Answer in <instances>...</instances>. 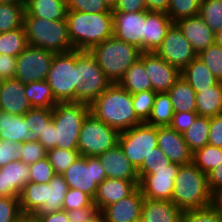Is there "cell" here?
I'll list each match as a JSON object with an SVG mask.
<instances>
[{
  "mask_svg": "<svg viewBox=\"0 0 222 222\" xmlns=\"http://www.w3.org/2000/svg\"><path fill=\"white\" fill-rule=\"evenodd\" d=\"M66 0H26L24 17L66 20Z\"/></svg>",
  "mask_w": 222,
  "mask_h": 222,
  "instance_id": "cell-28",
  "label": "cell"
},
{
  "mask_svg": "<svg viewBox=\"0 0 222 222\" xmlns=\"http://www.w3.org/2000/svg\"><path fill=\"white\" fill-rule=\"evenodd\" d=\"M175 24L190 42L197 55L215 43V32L205 24L199 14L180 19Z\"/></svg>",
  "mask_w": 222,
  "mask_h": 222,
  "instance_id": "cell-22",
  "label": "cell"
},
{
  "mask_svg": "<svg viewBox=\"0 0 222 222\" xmlns=\"http://www.w3.org/2000/svg\"><path fill=\"white\" fill-rule=\"evenodd\" d=\"M29 182V165L19 159L0 168V196L2 197H20L24 186Z\"/></svg>",
  "mask_w": 222,
  "mask_h": 222,
  "instance_id": "cell-19",
  "label": "cell"
},
{
  "mask_svg": "<svg viewBox=\"0 0 222 222\" xmlns=\"http://www.w3.org/2000/svg\"><path fill=\"white\" fill-rule=\"evenodd\" d=\"M222 162V148L209 144L192 154V163L206 175Z\"/></svg>",
  "mask_w": 222,
  "mask_h": 222,
  "instance_id": "cell-39",
  "label": "cell"
},
{
  "mask_svg": "<svg viewBox=\"0 0 222 222\" xmlns=\"http://www.w3.org/2000/svg\"><path fill=\"white\" fill-rule=\"evenodd\" d=\"M212 205L222 213V188L212 195Z\"/></svg>",
  "mask_w": 222,
  "mask_h": 222,
  "instance_id": "cell-63",
  "label": "cell"
},
{
  "mask_svg": "<svg viewBox=\"0 0 222 222\" xmlns=\"http://www.w3.org/2000/svg\"><path fill=\"white\" fill-rule=\"evenodd\" d=\"M144 196L138 187L132 194L106 206L102 213L106 222H133L142 216Z\"/></svg>",
  "mask_w": 222,
  "mask_h": 222,
  "instance_id": "cell-20",
  "label": "cell"
},
{
  "mask_svg": "<svg viewBox=\"0 0 222 222\" xmlns=\"http://www.w3.org/2000/svg\"><path fill=\"white\" fill-rule=\"evenodd\" d=\"M25 4H0V33L23 28Z\"/></svg>",
  "mask_w": 222,
  "mask_h": 222,
  "instance_id": "cell-37",
  "label": "cell"
},
{
  "mask_svg": "<svg viewBox=\"0 0 222 222\" xmlns=\"http://www.w3.org/2000/svg\"><path fill=\"white\" fill-rule=\"evenodd\" d=\"M40 222H69L65 210H59L44 215H36Z\"/></svg>",
  "mask_w": 222,
  "mask_h": 222,
  "instance_id": "cell-61",
  "label": "cell"
},
{
  "mask_svg": "<svg viewBox=\"0 0 222 222\" xmlns=\"http://www.w3.org/2000/svg\"><path fill=\"white\" fill-rule=\"evenodd\" d=\"M31 135L27 125V113L18 116L0 111V138L22 144L29 141Z\"/></svg>",
  "mask_w": 222,
  "mask_h": 222,
  "instance_id": "cell-26",
  "label": "cell"
},
{
  "mask_svg": "<svg viewBox=\"0 0 222 222\" xmlns=\"http://www.w3.org/2000/svg\"><path fill=\"white\" fill-rule=\"evenodd\" d=\"M95 206L94 199L80 190L69 188L63 201V210Z\"/></svg>",
  "mask_w": 222,
  "mask_h": 222,
  "instance_id": "cell-51",
  "label": "cell"
},
{
  "mask_svg": "<svg viewBox=\"0 0 222 222\" xmlns=\"http://www.w3.org/2000/svg\"><path fill=\"white\" fill-rule=\"evenodd\" d=\"M181 222H222V213L211 204L207 207L183 211Z\"/></svg>",
  "mask_w": 222,
  "mask_h": 222,
  "instance_id": "cell-47",
  "label": "cell"
},
{
  "mask_svg": "<svg viewBox=\"0 0 222 222\" xmlns=\"http://www.w3.org/2000/svg\"><path fill=\"white\" fill-rule=\"evenodd\" d=\"M174 109L168 92H157L150 117L145 122L151 126H169Z\"/></svg>",
  "mask_w": 222,
  "mask_h": 222,
  "instance_id": "cell-36",
  "label": "cell"
},
{
  "mask_svg": "<svg viewBox=\"0 0 222 222\" xmlns=\"http://www.w3.org/2000/svg\"><path fill=\"white\" fill-rule=\"evenodd\" d=\"M31 108L25 84L15 78L0 80V111L22 116Z\"/></svg>",
  "mask_w": 222,
  "mask_h": 222,
  "instance_id": "cell-18",
  "label": "cell"
},
{
  "mask_svg": "<svg viewBox=\"0 0 222 222\" xmlns=\"http://www.w3.org/2000/svg\"><path fill=\"white\" fill-rule=\"evenodd\" d=\"M89 106L90 113L119 132L143 123L134 111L132 95L118 84H111Z\"/></svg>",
  "mask_w": 222,
  "mask_h": 222,
  "instance_id": "cell-2",
  "label": "cell"
},
{
  "mask_svg": "<svg viewBox=\"0 0 222 222\" xmlns=\"http://www.w3.org/2000/svg\"><path fill=\"white\" fill-rule=\"evenodd\" d=\"M26 0H0V4H25Z\"/></svg>",
  "mask_w": 222,
  "mask_h": 222,
  "instance_id": "cell-67",
  "label": "cell"
},
{
  "mask_svg": "<svg viewBox=\"0 0 222 222\" xmlns=\"http://www.w3.org/2000/svg\"><path fill=\"white\" fill-rule=\"evenodd\" d=\"M181 77L192 87L195 93L209 89L220 82L198 57L194 58L181 71Z\"/></svg>",
  "mask_w": 222,
  "mask_h": 222,
  "instance_id": "cell-27",
  "label": "cell"
},
{
  "mask_svg": "<svg viewBox=\"0 0 222 222\" xmlns=\"http://www.w3.org/2000/svg\"><path fill=\"white\" fill-rule=\"evenodd\" d=\"M22 213L35 214L46 201V183H27L19 197Z\"/></svg>",
  "mask_w": 222,
  "mask_h": 222,
  "instance_id": "cell-34",
  "label": "cell"
},
{
  "mask_svg": "<svg viewBox=\"0 0 222 222\" xmlns=\"http://www.w3.org/2000/svg\"><path fill=\"white\" fill-rule=\"evenodd\" d=\"M55 53L27 45L17 56L15 79L22 84L46 80Z\"/></svg>",
  "mask_w": 222,
  "mask_h": 222,
  "instance_id": "cell-12",
  "label": "cell"
},
{
  "mask_svg": "<svg viewBox=\"0 0 222 222\" xmlns=\"http://www.w3.org/2000/svg\"><path fill=\"white\" fill-rule=\"evenodd\" d=\"M208 144L222 148V114L210 117Z\"/></svg>",
  "mask_w": 222,
  "mask_h": 222,
  "instance_id": "cell-55",
  "label": "cell"
},
{
  "mask_svg": "<svg viewBox=\"0 0 222 222\" xmlns=\"http://www.w3.org/2000/svg\"><path fill=\"white\" fill-rule=\"evenodd\" d=\"M90 106L79 102H58L52 109L56 147L78 150V138Z\"/></svg>",
  "mask_w": 222,
  "mask_h": 222,
  "instance_id": "cell-6",
  "label": "cell"
},
{
  "mask_svg": "<svg viewBox=\"0 0 222 222\" xmlns=\"http://www.w3.org/2000/svg\"><path fill=\"white\" fill-rule=\"evenodd\" d=\"M197 57L201 59L210 72L222 81V48L216 43L210 45L207 49L200 52Z\"/></svg>",
  "mask_w": 222,
  "mask_h": 222,
  "instance_id": "cell-44",
  "label": "cell"
},
{
  "mask_svg": "<svg viewBox=\"0 0 222 222\" xmlns=\"http://www.w3.org/2000/svg\"><path fill=\"white\" fill-rule=\"evenodd\" d=\"M69 186L63 175L56 174L49 183H46V201L35 215H44L63 210V201Z\"/></svg>",
  "mask_w": 222,
  "mask_h": 222,
  "instance_id": "cell-30",
  "label": "cell"
},
{
  "mask_svg": "<svg viewBox=\"0 0 222 222\" xmlns=\"http://www.w3.org/2000/svg\"><path fill=\"white\" fill-rule=\"evenodd\" d=\"M25 93L32 108L53 109L58 104L46 80L25 84Z\"/></svg>",
  "mask_w": 222,
  "mask_h": 222,
  "instance_id": "cell-33",
  "label": "cell"
},
{
  "mask_svg": "<svg viewBox=\"0 0 222 222\" xmlns=\"http://www.w3.org/2000/svg\"><path fill=\"white\" fill-rule=\"evenodd\" d=\"M207 179L208 187L212 195L222 188V162L207 174Z\"/></svg>",
  "mask_w": 222,
  "mask_h": 222,
  "instance_id": "cell-60",
  "label": "cell"
},
{
  "mask_svg": "<svg viewBox=\"0 0 222 222\" xmlns=\"http://www.w3.org/2000/svg\"><path fill=\"white\" fill-rule=\"evenodd\" d=\"M21 214L19 197L0 196V222H14Z\"/></svg>",
  "mask_w": 222,
  "mask_h": 222,
  "instance_id": "cell-52",
  "label": "cell"
},
{
  "mask_svg": "<svg viewBox=\"0 0 222 222\" xmlns=\"http://www.w3.org/2000/svg\"><path fill=\"white\" fill-rule=\"evenodd\" d=\"M182 211L170 200L144 198L142 217L146 222H181Z\"/></svg>",
  "mask_w": 222,
  "mask_h": 222,
  "instance_id": "cell-25",
  "label": "cell"
},
{
  "mask_svg": "<svg viewBox=\"0 0 222 222\" xmlns=\"http://www.w3.org/2000/svg\"><path fill=\"white\" fill-rule=\"evenodd\" d=\"M46 81L58 102H76V89L82 84L76 69V50L54 55Z\"/></svg>",
  "mask_w": 222,
  "mask_h": 222,
  "instance_id": "cell-7",
  "label": "cell"
},
{
  "mask_svg": "<svg viewBox=\"0 0 222 222\" xmlns=\"http://www.w3.org/2000/svg\"><path fill=\"white\" fill-rule=\"evenodd\" d=\"M89 52L112 84L119 83L142 53L136 46L120 41L114 36L99 43Z\"/></svg>",
  "mask_w": 222,
  "mask_h": 222,
  "instance_id": "cell-4",
  "label": "cell"
},
{
  "mask_svg": "<svg viewBox=\"0 0 222 222\" xmlns=\"http://www.w3.org/2000/svg\"><path fill=\"white\" fill-rule=\"evenodd\" d=\"M97 157L103 166L107 178L139 180L136 167L125 156L119 144Z\"/></svg>",
  "mask_w": 222,
  "mask_h": 222,
  "instance_id": "cell-21",
  "label": "cell"
},
{
  "mask_svg": "<svg viewBox=\"0 0 222 222\" xmlns=\"http://www.w3.org/2000/svg\"><path fill=\"white\" fill-rule=\"evenodd\" d=\"M180 165L171 163L165 168L157 169L152 174H146L139 180L144 198L151 200H170L174 189V179Z\"/></svg>",
  "mask_w": 222,
  "mask_h": 222,
  "instance_id": "cell-15",
  "label": "cell"
},
{
  "mask_svg": "<svg viewBox=\"0 0 222 222\" xmlns=\"http://www.w3.org/2000/svg\"><path fill=\"white\" fill-rule=\"evenodd\" d=\"M157 146L172 163L186 165L192 162V152L183 135L170 126H157Z\"/></svg>",
  "mask_w": 222,
  "mask_h": 222,
  "instance_id": "cell-17",
  "label": "cell"
},
{
  "mask_svg": "<svg viewBox=\"0 0 222 222\" xmlns=\"http://www.w3.org/2000/svg\"><path fill=\"white\" fill-rule=\"evenodd\" d=\"M52 119V109L31 108L27 112V125L32 132L30 141H39L40 133L45 128V125Z\"/></svg>",
  "mask_w": 222,
  "mask_h": 222,
  "instance_id": "cell-43",
  "label": "cell"
},
{
  "mask_svg": "<svg viewBox=\"0 0 222 222\" xmlns=\"http://www.w3.org/2000/svg\"><path fill=\"white\" fill-rule=\"evenodd\" d=\"M27 43L55 54L74 50L68 35L67 20L24 17Z\"/></svg>",
  "mask_w": 222,
  "mask_h": 222,
  "instance_id": "cell-5",
  "label": "cell"
},
{
  "mask_svg": "<svg viewBox=\"0 0 222 222\" xmlns=\"http://www.w3.org/2000/svg\"><path fill=\"white\" fill-rule=\"evenodd\" d=\"M69 188L96 196L98 185L106 179L103 166L96 156H78L72 165L62 174Z\"/></svg>",
  "mask_w": 222,
  "mask_h": 222,
  "instance_id": "cell-10",
  "label": "cell"
},
{
  "mask_svg": "<svg viewBox=\"0 0 222 222\" xmlns=\"http://www.w3.org/2000/svg\"><path fill=\"white\" fill-rule=\"evenodd\" d=\"M118 144L125 156L138 169L144 158L157 147V126H151L145 122L121 131Z\"/></svg>",
  "mask_w": 222,
  "mask_h": 222,
  "instance_id": "cell-11",
  "label": "cell"
},
{
  "mask_svg": "<svg viewBox=\"0 0 222 222\" xmlns=\"http://www.w3.org/2000/svg\"><path fill=\"white\" fill-rule=\"evenodd\" d=\"M76 69L82 82L76 89V102L90 105L112 84L89 51L76 50Z\"/></svg>",
  "mask_w": 222,
  "mask_h": 222,
  "instance_id": "cell-9",
  "label": "cell"
},
{
  "mask_svg": "<svg viewBox=\"0 0 222 222\" xmlns=\"http://www.w3.org/2000/svg\"><path fill=\"white\" fill-rule=\"evenodd\" d=\"M79 156L78 150L52 148L47 150L46 157L56 174L62 175Z\"/></svg>",
  "mask_w": 222,
  "mask_h": 222,
  "instance_id": "cell-42",
  "label": "cell"
},
{
  "mask_svg": "<svg viewBox=\"0 0 222 222\" xmlns=\"http://www.w3.org/2000/svg\"><path fill=\"white\" fill-rule=\"evenodd\" d=\"M65 211L69 222H84L93 217L99 210L96 206H89Z\"/></svg>",
  "mask_w": 222,
  "mask_h": 222,
  "instance_id": "cell-58",
  "label": "cell"
},
{
  "mask_svg": "<svg viewBox=\"0 0 222 222\" xmlns=\"http://www.w3.org/2000/svg\"><path fill=\"white\" fill-rule=\"evenodd\" d=\"M173 24L165 12L146 11L145 52H156Z\"/></svg>",
  "mask_w": 222,
  "mask_h": 222,
  "instance_id": "cell-24",
  "label": "cell"
},
{
  "mask_svg": "<svg viewBox=\"0 0 222 222\" xmlns=\"http://www.w3.org/2000/svg\"><path fill=\"white\" fill-rule=\"evenodd\" d=\"M197 116V112H174L172 122L169 126L176 132L182 134L193 124Z\"/></svg>",
  "mask_w": 222,
  "mask_h": 222,
  "instance_id": "cell-54",
  "label": "cell"
},
{
  "mask_svg": "<svg viewBox=\"0 0 222 222\" xmlns=\"http://www.w3.org/2000/svg\"><path fill=\"white\" fill-rule=\"evenodd\" d=\"M14 222H40V221L35 214L22 213Z\"/></svg>",
  "mask_w": 222,
  "mask_h": 222,
  "instance_id": "cell-64",
  "label": "cell"
},
{
  "mask_svg": "<svg viewBox=\"0 0 222 222\" xmlns=\"http://www.w3.org/2000/svg\"><path fill=\"white\" fill-rule=\"evenodd\" d=\"M27 45L24 27L0 33V54L17 57Z\"/></svg>",
  "mask_w": 222,
  "mask_h": 222,
  "instance_id": "cell-38",
  "label": "cell"
},
{
  "mask_svg": "<svg viewBox=\"0 0 222 222\" xmlns=\"http://www.w3.org/2000/svg\"><path fill=\"white\" fill-rule=\"evenodd\" d=\"M39 142L46 150L56 147L57 141H55V125L52 119L45 125L42 133H40Z\"/></svg>",
  "mask_w": 222,
  "mask_h": 222,
  "instance_id": "cell-59",
  "label": "cell"
},
{
  "mask_svg": "<svg viewBox=\"0 0 222 222\" xmlns=\"http://www.w3.org/2000/svg\"><path fill=\"white\" fill-rule=\"evenodd\" d=\"M139 185V180H121L106 178L99 185L94 204L99 211L132 194Z\"/></svg>",
  "mask_w": 222,
  "mask_h": 222,
  "instance_id": "cell-23",
  "label": "cell"
},
{
  "mask_svg": "<svg viewBox=\"0 0 222 222\" xmlns=\"http://www.w3.org/2000/svg\"><path fill=\"white\" fill-rule=\"evenodd\" d=\"M144 67L154 92H168L181 77V71L168 64L155 52H144Z\"/></svg>",
  "mask_w": 222,
  "mask_h": 222,
  "instance_id": "cell-16",
  "label": "cell"
},
{
  "mask_svg": "<svg viewBox=\"0 0 222 222\" xmlns=\"http://www.w3.org/2000/svg\"><path fill=\"white\" fill-rule=\"evenodd\" d=\"M30 182L49 183L56 175L47 157L29 165Z\"/></svg>",
  "mask_w": 222,
  "mask_h": 222,
  "instance_id": "cell-49",
  "label": "cell"
},
{
  "mask_svg": "<svg viewBox=\"0 0 222 222\" xmlns=\"http://www.w3.org/2000/svg\"><path fill=\"white\" fill-rule=\"evenodd\" d=\"M120 132L89 113L78 138L80 156H99L118 144Z\"/></svg>",
  "mask_w": 222,
  "mask_h": 222,
  "instance_id": "cell-8",
  "label": "cell"
},
{
  "mask_svg": "<svg viewBox=\"0 0 222 222\" xmlns=\"http://www.w3.org/2000/svg\"><path fill=\"white\" fill-rule=\"evenodd\" d=\"M215 43L222 48V28L215 33Z\"/></svg>",
  "mask_w": 222,
  "mask_h": 222,
  "instance_id": "cell-66",
  "label": "cell"
},
{
  "mask_svg": "<svg viewBox=\"0 0 222 222\" xmlns=\"http://www.w3.org/2000/svg\"><path fill=\"white\" fill-rule=\"evenodd\" d=\"M20 144L0 138V168L7 163L18 160Z\"/></svg>",
  "mask_w": 222,
  "mask_h": 222,
  "instance_id": "cell-53",
  "label": "cell"
},
{
  "mask_svg": "<svg viewBox=\"0 0 222 222\" xmlns=\"http://www.w3.org/2000/svg\"><path fill=\"white\" fill-rule=\"evenodd\" d=\"M67 10L84 13L112 12L104 0H66Z\"/></svg>",
  "mask_w": 222,
  "mask_h": 222,
  "instance_id": "cell-50",
  "label": "cell"
},
{
  "mask_svg": "<svg viewBox=\"0 0 222 222\" xmlns=\"http://www.w3.org/2000/svg\"><path fill=\"white\" fill-rule=\"evenodd\" d=\"M118 85L127 90L131 95L137 92L152 90V84L144 67V52L123 75Z\"/></svg>",
  "mask_w": 222,
  "mask_h": 222,
  "instance_id": "cell-29",
  "label": "cell"
},
{
  "mask_svg": "<svg viewBox=\"0 0 222 222\" xmlns=\"http://www.w3.org/2000/svg\"><path fill=\"white\" fill-rule=\"evenodd\" d=\"M16 59L14 56L0 54V80L15 78Z\"/></svg>",
  "mask_w": 222,
  "mask_h": 222,
  "instance_id": "cell-56",
  "label": "cell"
},
{
  "mask_svg": "<svg viewBox=\"0 0 222 222\" xmlns=\"http://www.w3.org/2000/svg\"><path fill=\"white\" fill-rule=\"evenodd\" d=\"M47 150L39 141H27L20 144L18 159L27 165L46 157Z\"/></svg>",
  "mask_w": 222,
  "mask_h": 222,
  "instance_id": "cell-48",
  "label": "cell"
},
{
  "mask_svg": "<svg viewBox=\"0 0 222 222\" xmlns=\"http://www.w3.org/2000/svg\"><path fill=\"white\" fill-rule=\"evenodd\" d=\"M133 222H146L143 217L141 216L140 218L134 220Z\"/></svg>",
  "mask_w": 222,
  "mask_h": 222,
  "instance_id": "cell-69",
  "label": "cell"
},
{
  "mask_svg": "<svg viewBox=\"0 0 222 222\" xmlns=\"http://www.w3.org/2000/svg\"><path fill=\"white\" fill-rule=\"evenodd\" d=\"M201 0H170L167 15L176 23L180 19L198 15Z\"/></svg>",
  "mask_w": 222,
  "mask_h": 222,
  "instance_id": "cell-41",
  "label": "cell"
},
{
  "mask_svg": "<svg viewBox=\"0 0 222 222\" xmlns=\"http://www.w3.org/2000/svg\"><path fill=\"white\" fill-rule=\"evenodd\" d=\"M68 35L74 50L90 51L113 37V12L84 13L67 10Z\"/></svg>",
  "mask_w": 222,
  "mask_h": 222,
  "instance_id": "cell-1",
  "label": "cell"
},
{
  "mask_svg": "<svg viewBox=\"0 0 222 222\" xmlns=\"http://www.w3.org/2000/svg\"><path fill=\"white\" fill-rule=\"evenodd\" d=\"M168 94L174 112H197L196 93L182 77L168 90Z\"/></svg>",
  "mask_w": 222,
  "mask_h": 222,
  "instance_id": "cell-32",
  "label": "cell"
},
{
  "mask_svg": "<svg viewBox=\"0 0 222 222\" xmlns=\"http://www.w3.org/2000/svg\"><path fill=\"white\" fill-rule=\"evenodd\" d=\"M147 11L145 0H118L112 12L135 13Z\"/></svg>",
  "mask_w": 222,
  "mask_h": 222,
  "instance_id": "cell-57",
  "label": "cell"
},
{
  "mask_svg": "<svg viewBox=\"0 0 222 222\" xmlns=\"http://www.w3.org/2000/svg\"><path fill=\"white\" fill-rule=\"evenodd\" d=\"M199 15L216 33L222 28V0H201Z\"/></svg>",
  "mask_w": 222,
  "mask_h": 222,
  "instance_id": "cell-40",
  "label": "cell"
},
{
  "mask_svg": "<svg viewBox=\"0 0 222 222\" xmlns=\"http://www.w3.org/2000/svg\"><path fill=\"white\" fill-rule=\"evenodd\" d=\"M155 53L180 71L197 57L192 45L175 23L167 30L162 45Z\"/></svg>",
  "mask_w": 222,
  "mask_h": 222,
  "instance_id": "cell-13",
  "label": "cell"
},
{
  "mask_svg": "<svg viewBox=\"0 0 222 222\" xmlns=\"http://www.w3.org/2000/svg\"><path fill=\"white\" fill-rule=\"evenodd\" d=\"M146 11L113 12V36L145 52Z\"/></svg>",
  "mask_w": 222,
  "mask_h": 222,
  "instance_id": "cell-14",
  "label": "cell"
},
{
  "mask_svg": "<svg viewBox=\"0 0 222 222\" xmlns=\"http://www.w3.org/2000/svg\"><path fill=\"white\" fill-rule=\"evenodd\" d=\"M104 2L111 10H113L118 0H104Z\"/></svg>",
  "mask_w": 222,
  "mask_h": 222,
  "instance_id": "cell-68",
  "label": "cell"
},
{
  "mask_svg": "<svg viewBox=\"0 0 222 222\" xmlns=\"http://www.w3.org/2000/svg\"><path fill=\"white\" fill-rule=\"evenodd\" d=\"M156 92L153 90L132 94V102L137 117L144 123L150 117Z\"/></svg>",
  "mask_w": 222,
  "mask_h": 222,
  "instance_id": "cell-45",
  "label": "cell"
},
{
  "mask_svg": "<svg viewBox=\"0 0 222 222\" xmlns=\"http://www.w3.org/2000/svg\"><path fill=\"white\" fill-rule=\"evenodd\" d=\"M210 118L197 116L193 124L182 133L192 153L208 144Z\"/></svg>",
  "mask_w": 222,
  "mask_h": 222,
  "instance_id": "cell-35",
  "label": "cell"
},
{
  "mask_svg": "<svg viewBox=\"0 0 222 222\" xmlns=\"http://www.w3.org/2000/svg\"><path fill=\"white\" fill-rule=\"evenodd\" d=\"M84 222H106L102 211H98L93 217Z\"/></svg>",
  "mask_w": 222,
  "mask_h": 222,
  "instance_id": "cell-65",
  "label": "cell"
},
{
  "mask_svg": "<svg viewBox=\"0 0 222 222\" xmlns=\"http://www.w3.org/2000/svg\"><path fill=\"white\" fill-rule=\"evenodd\" d=\"M196 109L198 116L214 117L222 114L221 81L209 89L196 93Z\"/></svg>",
  "mask_w": 222,
  "mask_h": 222,
  "instance_id": "cell-31",
  "label": "cell"
},
{
  "mask_svg": "<svg viewBox=\"0 0 222 222\" xmlns=\"http://www.w3.org/2000/svg\"><path fill=\"white\" fill-rule=\"evenodd\" d=\"M170 0H145L148 11L167 13Z\"/></svg>",
  "mask_w": 222,
  "mask_h": 222,
  "instance_id": "cell-62",
  "label": "cell"
},
{
  "mask_svg": "<svg viewBox=\"0 0 222 222\" xmlns=\"http://www.w3.org/2000/svg\"><path fill=\"white\" fill-rule=\"evenodd\" d=\"M172 162L163 153V151L157 146L152 149V152L147 158H144L142 165L137 169L139 180L146 174H152L157 169L165 168Z\"/></svg>",
  "mask_w": 222,
  "mask_h": 222,
  "instance_id": "cell-46",
  "label": "cell"
},
{
  "mask_svg": "<svg viewBox=\"0 0 222 222\" xmlns=\"http://www.w3.org/2000/svg\"><path fill=\"white\" fill-rule=\"evenodd\" d=\"M171 201L183 212L212 204L207 175L192 162L180 165L174 179Z\"/></svg>",
  "mask_w": 222,
  "mask_h": 222,
  "instance_id": "cell-3",
  "label": "cell"
}]
</instances>
